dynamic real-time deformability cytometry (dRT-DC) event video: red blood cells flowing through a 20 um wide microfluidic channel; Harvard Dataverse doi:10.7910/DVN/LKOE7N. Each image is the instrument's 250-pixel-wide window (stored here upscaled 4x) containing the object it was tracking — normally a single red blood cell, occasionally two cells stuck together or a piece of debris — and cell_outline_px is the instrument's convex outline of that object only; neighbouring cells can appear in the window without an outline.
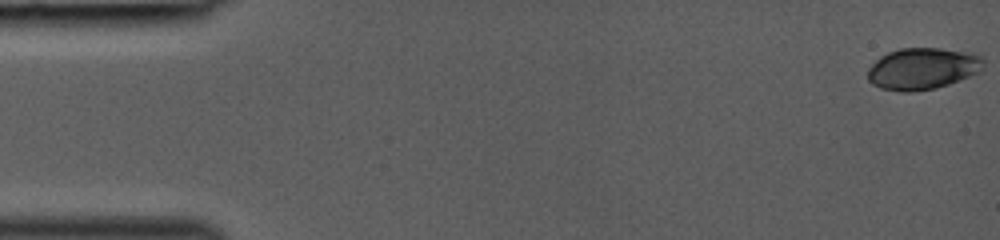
{"species": "common noctule bat (a hibernating species)", "species_latin": "Nyctalus noctula", "temperature_condition": "room temperature", "stored_images_in_passage": 44, "segment_of_instrument_passage": [1, 2], "camera_frame_rate_fps": 3000, "um_per_image_px": 0.085, "animal": {"sex": "female", "body_mass_g": 19.0, "forearm_length_mm": 53.3}, "frame": {"image": 1, "passage_image": 1, "time_ms": 0.0, "image_size_px": [1000, 240], "cell_outline_px": [[984, 68], [980, 72], [948, 84], [936, 88], [912, 92], [900, 92], [880, 88], [872, 84], [868, 80], [868, 68], [880, 56], [888, 52], [900, 48], [940, 48], [972, 52], [980, 56], [984, 60]], "centroid_in_image_um": [78.42, 5.83], "position_along_channel_um": 6.6, "area_um2": 28.38}}
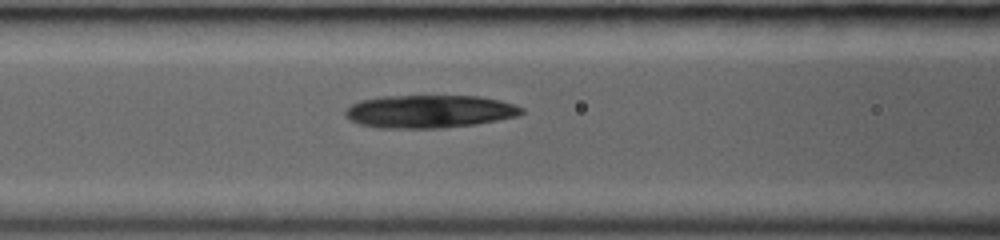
{"frame": {"image": 2, "passage_image": 19, "time_ms": 6.0, "image_size_px": [1000, 240], "cell_outline_px": [[524, 112], [516, 116], [476, 124], [444, 128], [376, 128], [360, 124], [348, 120], [344, 116], [344, 112], [352, 104], [360, 100], [380, 96], [480, 96], [500, 100], [516, 104], [524, 108]], "centroid_in_image_um": [36.48, 9.47], "position_along_channel_um": 130.1, "area_um2": 34.1}}
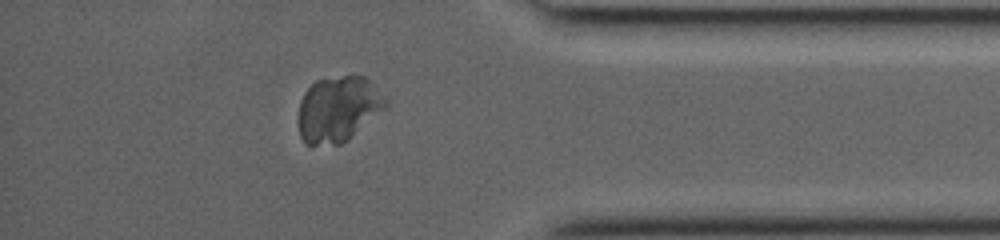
{"frame": {"image": 3, "passage_image": 38, "time_ms": 12.333, "image_size_px": [1000, 240], "cell_outline_px": [[388, 108], [348, 140], [340, 144], [308, 144], [300, 136], [296, 120], [300, 100], [304, 92], [316, 80], [344, 76], [364, 76], [388, 100]], "centroid_in_image_um": [28.75, 9.28], "position_along_channel_um": 406.5, "area_um2": 33.7}}